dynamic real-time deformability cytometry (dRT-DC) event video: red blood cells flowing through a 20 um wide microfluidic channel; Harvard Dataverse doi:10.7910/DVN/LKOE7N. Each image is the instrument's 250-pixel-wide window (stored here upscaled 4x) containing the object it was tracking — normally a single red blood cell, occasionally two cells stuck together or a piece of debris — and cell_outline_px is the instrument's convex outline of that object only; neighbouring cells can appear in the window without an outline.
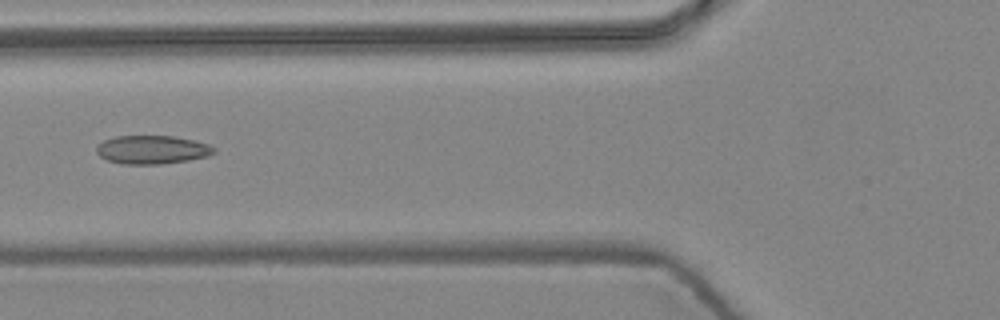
{"species": "common noctule bat (a hibernating species)", "species_latin": "Nyctalus noctula", "temperature_condition": "warm", "stored_images_in_passage": 6, "camera_frame_rate_fps": 3000, "um_per_image_px": 0.085, "animal": {"sex": "female", "body_mass_g": 24.6, "forearm_length_mm": 56.2}, "frame": {"image": 1, "passage_image": 6, "time_ms": 1.667, "image_size_px": [1000, 320], "cell_outline_px": [[216, 152], [208, 156], [188, 160], [160, 164], [120, 164], [108, 160], [100, 156], [96, 152], [96, 144], [104, 140], [116, 136], [172, 136], [192, 140], [208, 144], [216, 148]], "centroid_in_image_um": [12.91, 12.72], "position_along_channel_um": 112.9, "area_um2": 19.54}}